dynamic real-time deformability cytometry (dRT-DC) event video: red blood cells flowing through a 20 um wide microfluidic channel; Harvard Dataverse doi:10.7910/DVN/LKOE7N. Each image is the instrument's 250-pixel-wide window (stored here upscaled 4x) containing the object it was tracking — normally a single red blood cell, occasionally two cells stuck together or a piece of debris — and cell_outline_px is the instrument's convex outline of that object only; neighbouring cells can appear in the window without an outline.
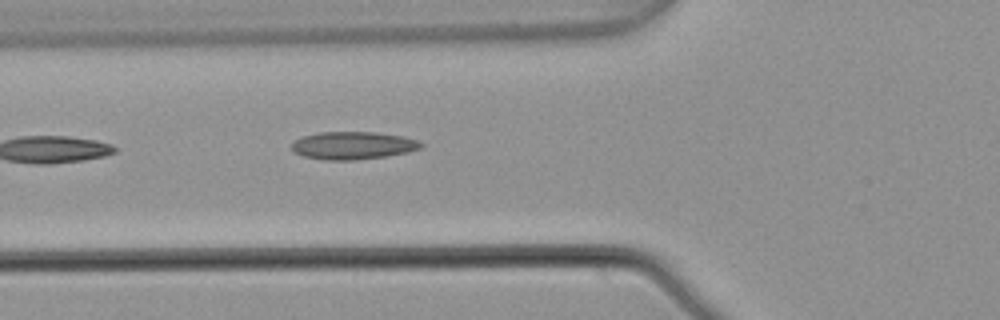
{"species": "common noctule bat (a hibernating species)", "species_latin": "Nyctalus noctula", "temperature_condition": "warm", "stored_images_in_passage": 5, "camera_frame_rate_fps": 3000, "um_per_image_px": 0.085, "animal": {"sex": "male", "body_mass_g": 21.5, "forearm_length_mm": 52.0}, "frame": {"image": 1, "passage_image": 5, "time_ms": 1.333, "image_size_px": [1000, 320], "cell_outline_px": [[424, 144], [420, 148], [408, 152], [388, 156], [356, 160], [324, 160], [304, 156], [296, 152], [292, 148], [292, 144], [300, 136], [320, 132], [376, 132], [404, 136], [416, 140]], "centroid_in_image_um": [30.02, 12.36], "position_along_channel_um": 95.8, "area_um2": 20.92}}